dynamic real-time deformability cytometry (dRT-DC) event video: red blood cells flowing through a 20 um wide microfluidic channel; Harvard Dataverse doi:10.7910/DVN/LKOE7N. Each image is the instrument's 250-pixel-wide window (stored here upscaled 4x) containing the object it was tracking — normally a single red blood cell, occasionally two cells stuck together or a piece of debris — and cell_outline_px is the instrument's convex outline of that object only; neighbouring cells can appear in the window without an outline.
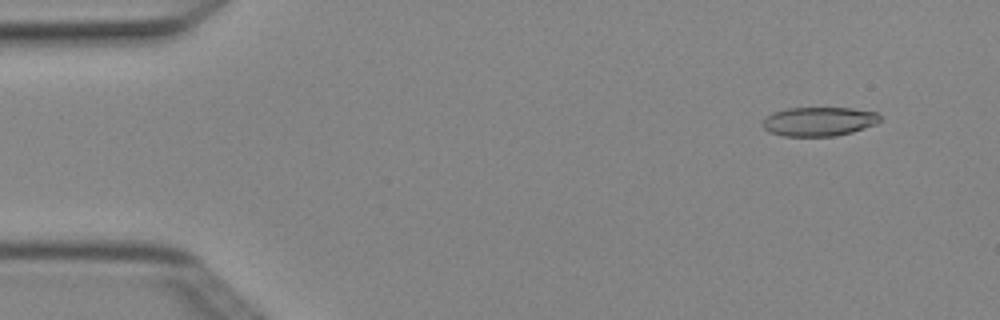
{"species": "Egyptian fruit bat (a non-hibernating species)", "species_latin": "Rousettus aegyptiacus", "temperature_condition": "cold", "stored_images_in_passage": 3, "camera_frame_rate_fps": 3000, "um_per_image_px": 0.085, "animal": {"sex": "female"}, "frame": {"image": 1, "passage_image": 1, "time_ms": 0.0, "image_size_px": [1000, 320], "cell_outline_px": [[880, 120], [876, 124], [852, 132], [836, 136], [784, 136], [768, 132], [760, 124], [772, 112], [784, 108], [852, 108], [876, 112], [880, 116]], "centroid_in_image_um": [69.58, 10.32], "position_along_channel_um": 15.4, "area_um2": 20.0}}